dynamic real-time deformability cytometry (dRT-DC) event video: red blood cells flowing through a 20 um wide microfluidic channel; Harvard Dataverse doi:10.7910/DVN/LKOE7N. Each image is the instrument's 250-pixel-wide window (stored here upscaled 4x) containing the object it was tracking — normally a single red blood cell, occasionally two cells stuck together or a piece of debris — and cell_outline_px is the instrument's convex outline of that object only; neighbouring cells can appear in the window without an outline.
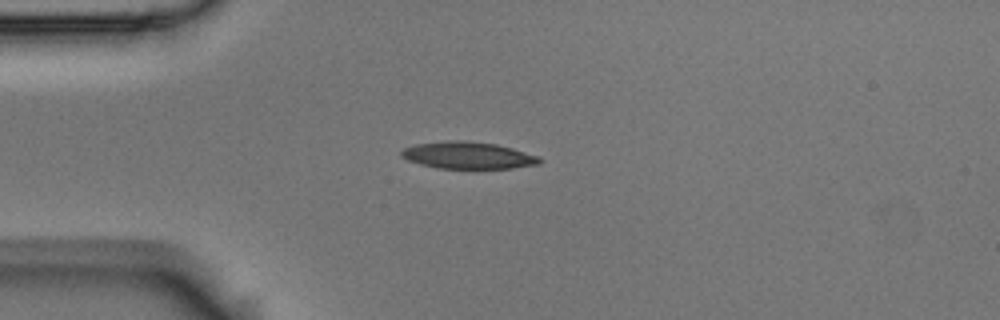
{"species": "Egyptian fruit bat (a non-hibernating species)", "species_latin": "Rousettus aegyptiacus", "temperature_condition": "room temperature", "stored_images_in_passage": 6, "camera_frame_rate_fps": 3000, "um_per_image_px": 0.085, "animal": {"sex": "male"}, "frame": {"image": 1, "passage_image": 1, "time_ms": 0.0, "image_size_px": [1000, 320], "cell_outline_px": [[544, 160], [540, 164], [512, 168], [440, 168], [420, 164], [408, 160], [400, 156], [400, 152], [404, 148], [416, 144], [448, 140], [464, 140], [496, 144], [512, 148], [540, 156]], "centroid_in_image_um": [39.81, 13.2], "position_along_channel_um": 45.2, "area_um2": 21.79}}
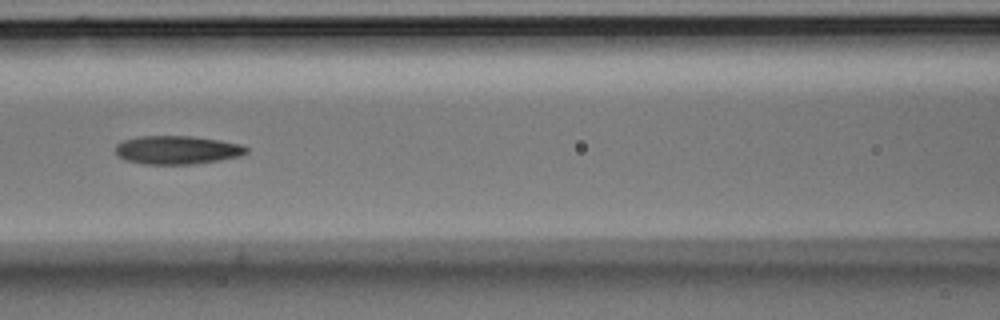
{"frame": {"image": 2, "passage_image": 4, "time_ms": 1.0, "image_size_px": [1000, 320], "cell_outline_px": [[248, 152], [240, 156], [220, 160], [192, 164], [144, 164], [124, 160], [116, 156], [116, 144], [124, 140], [140, 136], [192, 136], [220, 140], [240, 144], [248, 148]], "centroid_in_image_um": [15.04, 12.75], "position_along_channel_um": 151.6, "area_um2": 21.79}}
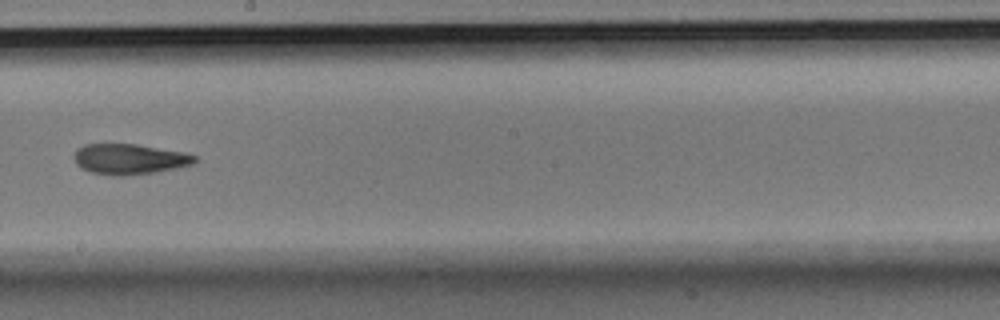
{"frame": {"image": 3, "passage_image": 6, "time_ms": 1.667, "image_size_px": [1000, 320], "cell_outline_px": [[196, 160], [192, 164], [176, 168], [152, 172], [124, 176], [112, 176], [92, 172], [80, 168], [76, 164], [72, 156], [76, 148], [84, 144], [136, 144], [188, 152], [196, 156]], "centroid_in_image_um": [10.97, 13.51], "position_along_channel_um": 237.2, "area_um2": 21.68}}